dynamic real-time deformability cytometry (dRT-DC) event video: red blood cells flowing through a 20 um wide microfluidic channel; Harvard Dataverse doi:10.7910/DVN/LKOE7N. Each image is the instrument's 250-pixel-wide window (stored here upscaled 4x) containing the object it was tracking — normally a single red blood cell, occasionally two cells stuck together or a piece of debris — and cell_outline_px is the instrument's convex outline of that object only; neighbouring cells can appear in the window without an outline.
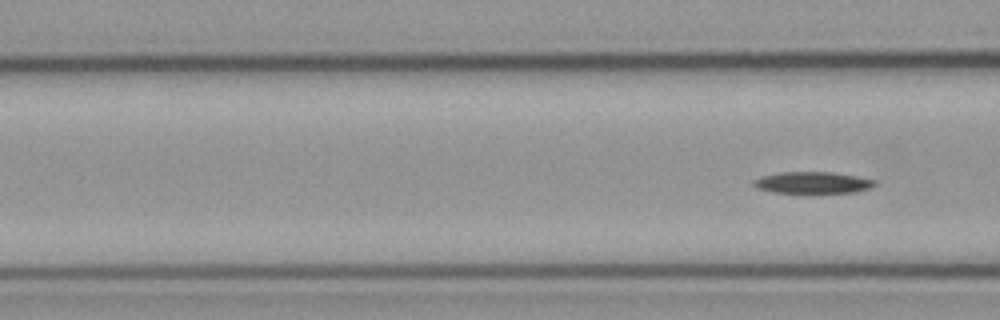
{"species": "common noctule bat (a hibernating species)", "species_latin": "Nyctalus noctula", "temperature_condition": "cold", "stored_images_in_passage": 6, "camera_frame_rate_fps": 3000, "um_per_image_px": 0.085, "animal": {"sex": "male", "body_mass_g": 23.1, "forearm_length_mm": 52.7}, "frame": {"image": 1, "passage_image": 6, "time_ms": 1.667, "image_size_px": [1000, 320], "cell_outline_px": [[876, 184], [868, 188], [852, 192], [808, 196], [772, 192], [756, 188], [752, 184], [752, 180], [760, 176], [780, 172], [832, 172], [856, 176], [876, 180]], "centroid_in_image_um": [69.0, 15.57], "position_along_channel_um": 97.6, "area_um2": 16.24}}